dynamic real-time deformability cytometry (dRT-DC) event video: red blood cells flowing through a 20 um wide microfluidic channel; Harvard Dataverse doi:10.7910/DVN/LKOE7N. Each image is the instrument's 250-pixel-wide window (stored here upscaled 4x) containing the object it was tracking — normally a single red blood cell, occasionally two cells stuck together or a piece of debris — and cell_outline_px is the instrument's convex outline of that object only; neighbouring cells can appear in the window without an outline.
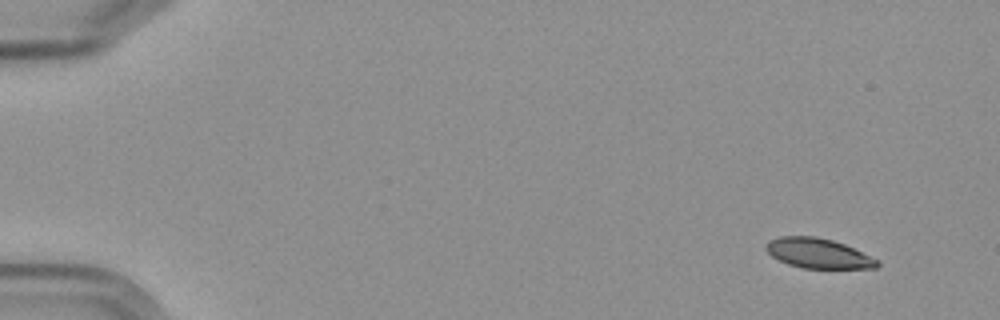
{"species": "Egyptian fruit bat (a non-hibernating species)", "species_latin": "Rousettus aegyptiacus", "temperature_condition": "cold", "stored_images_in_passage": 5, "camera_frame_rate_fps": 3000, "um_per_image_px": 0.085, "frame": {"image": 1, "passage_image": 1, "time_ms": 0.0, "image_size_px": [1000, 320], "cell_outline_px": [[880, 264], [876, 268], [800, 268], [788, 264], [772, 256], [764, 248], [764, 244], [768, 240], [780, 236], [816, 236], [832, 240], [844, 244], [880, 260]], "centroid_in_image_um": [69.53, 21.52], "position_along_channel_um": 15.5, "area_um2": 19.48}}